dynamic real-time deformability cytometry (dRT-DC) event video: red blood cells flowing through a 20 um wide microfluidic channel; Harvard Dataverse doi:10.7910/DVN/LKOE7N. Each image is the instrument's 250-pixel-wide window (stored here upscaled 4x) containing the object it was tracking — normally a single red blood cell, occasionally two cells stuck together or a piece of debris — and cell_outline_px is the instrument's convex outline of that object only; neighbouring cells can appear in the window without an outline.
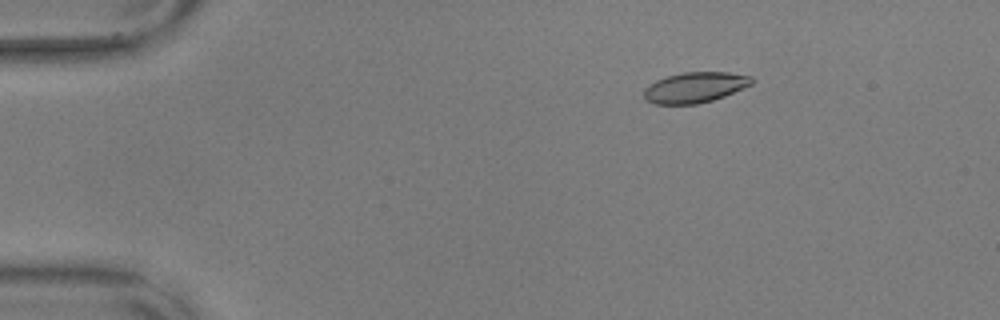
{"species": "common noctule bat (a hibernating species)", "species_latin": "Nyctalus noctula", "temperature_condition": "warm", "stored_images_in_passage": 57, "camera_frame_rate_fps": 3000, "um_per_image_px": 0.085, "animal": {"sex": "male", "body_mass_g": 17.9, "forearm_length_mm": 54.2}, "frame": {"image": 1, "passage_image": 10, "time_ms": 3.0, "image_size_px": [1000, 320], "cell_outline_px": [[752, 84], [724, 96], [712, 100], [696, 104], [656, 104], [644, 100], [644, 88], [656, 80], [668, 76], [684, 72], [728, 72], [752, 76]], "centroid_in_image_um": [59.05, 7.43], "position_along_channel_um": 26.0, "area_um2": 19.07}}
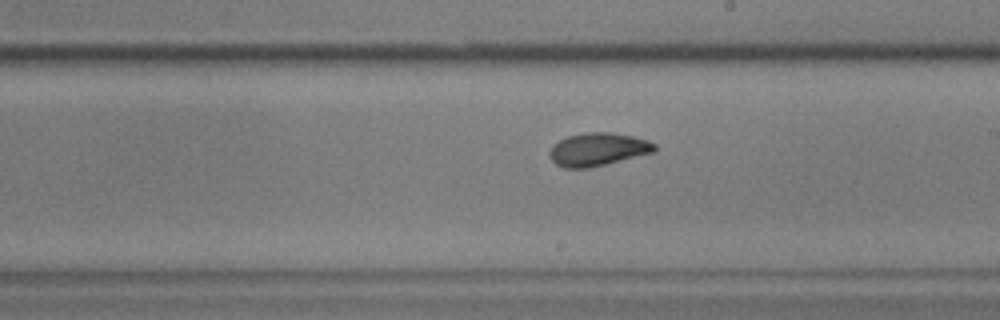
{"frame": {"image": 2, "passage_image": 34, "time_ms": 11.0, "image_size_px": [1000, 320], "cell_outline_px": [[656, 152], [588, 168], [564, 168], [556, 164], [552, 160], [548, 152], [552, 144], [568, 136], [584, 132], [608, 132], [632, 136], [648, 140], [656, 144]], "centroid_in_image_um": [50.82, 12.69], "position_along_channel_um": 238.2, "area_um2": 20.29}}
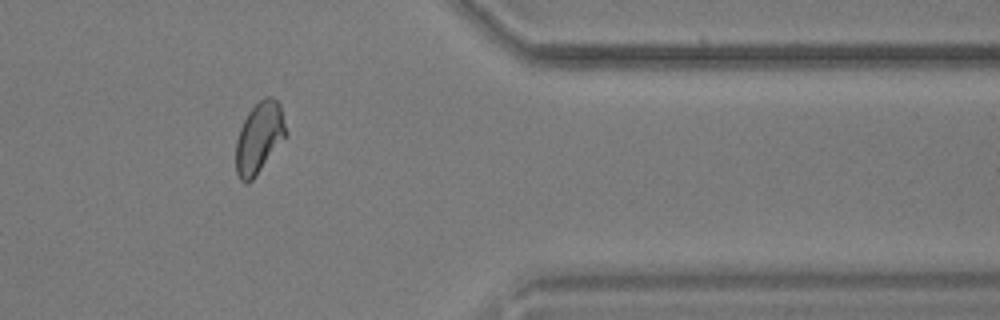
{"frame": {"image": 3, "passage_image": 48, "time_ms": 15.667, "image_size_px": [1000, 320], "cell_outline_px": [[288, 132], [252, 180], [240, 180], [236, 172], [236, 140], [240, 128], [248, 112], [264, 96], [272, 96], [280, 104]], "centroid_in_image_um": [22.03, 11.65], "position_along_channel_um": 389.4, "area_um2": 20.29}, "authors_computed_cell_mechanics": {"area_um2": 19.941, "velocity_mm_per_s": 3.5819, "shape_relaxation_time_tau1_ms": 4.0263, "shape_relaxation_time_tau2_ms": 2.1724, "deformation_change_tau1": 0.1176, "deformation_change_tau2": 0.0583}}